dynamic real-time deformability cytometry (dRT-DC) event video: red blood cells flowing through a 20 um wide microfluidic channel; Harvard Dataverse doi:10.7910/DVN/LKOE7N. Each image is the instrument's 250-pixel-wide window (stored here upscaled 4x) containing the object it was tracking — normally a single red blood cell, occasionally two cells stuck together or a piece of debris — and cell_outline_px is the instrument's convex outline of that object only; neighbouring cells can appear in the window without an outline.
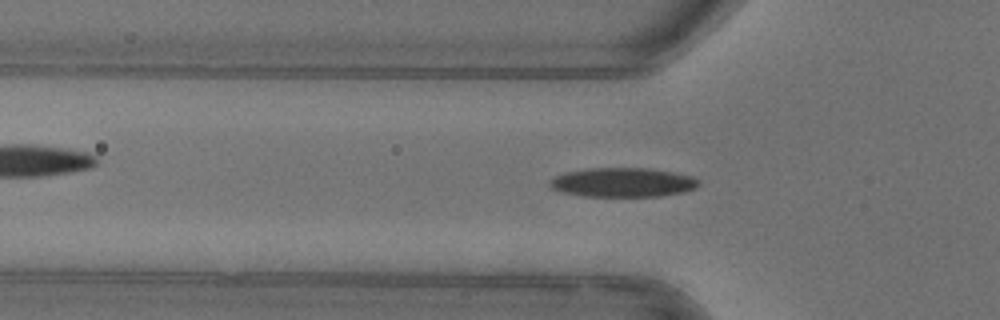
{"species": "common noctule bat (a hibernating species)", "species_latin": "Nyctalus noctula", "temperature_condition": "warm", "stored_images_in_passage": 42, "camera_frame_rate_fps": 3000, "um_per_image_px": 0.085, "animal": {"sex": "female"}, "frame": {"image": 1, "passage_image": 7, "time_ms": 2.0, "image_size_px": [1000, 320], "cell_outline_px": [[700, 184], [696, 188], [680, 192], [660, 196], [584, 196], [560, 192], [552, 188], [548, 184], [548, 180], [564, 172], [588, 168], [648, 168], [676, 172], [692, 176], [700, 180]], "centroid_in_image_um": [52.92, 15.49], "position_along_channel_um": 72.9, "area_um2": 25.55}, "authors_computed_cell_mechanics": {"area_um2": 24.565, "velocity_mm_per_s": 3.9756, "shape_relaxation_time_tau1_ms": 4.1789, "shape_relaxation_time_tau2_ms": 2.353, "deformation_change_tau1": 0.1787, "deformation_change_tau2": 0.0612}}